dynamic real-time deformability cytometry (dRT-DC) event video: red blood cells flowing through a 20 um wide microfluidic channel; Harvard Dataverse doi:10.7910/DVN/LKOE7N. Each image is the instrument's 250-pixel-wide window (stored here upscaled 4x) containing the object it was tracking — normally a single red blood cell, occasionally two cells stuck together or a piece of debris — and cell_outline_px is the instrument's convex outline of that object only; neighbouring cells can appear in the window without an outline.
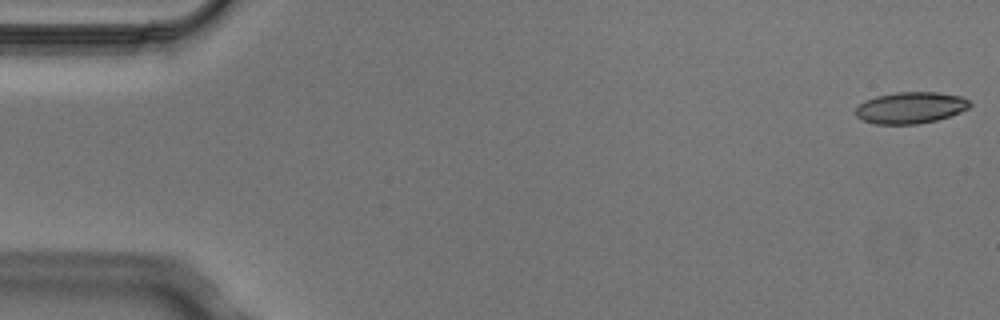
{"species": "Egyptian fruit bat (a non-hibernating species)", "species_latin": "Rousettus aegyptiacus", "temperature_condition": "cold", "stored_images_in_passage": 5, "camera_frame_rate_fps": 3000, "um_per_image_px": 0.085, "animal": {"sex": "male"}, "frame": {"image": 1, "passage_image": 1, "time_ms": 0.0, "image_size_px": [1000, 320], "cell_outline_px": [[972, 104], [968, 108], [960, 112], [936, 120], [916, 124], [872, 124], [856, 116], [856, 108], [864, 100], [876, 96], [896, 92], [936, 92], [964, 96]], "centroid_in_image_um": [77.4, 9.15], "position_along_channel_um": 7.6, "area_um2": 20.98}}
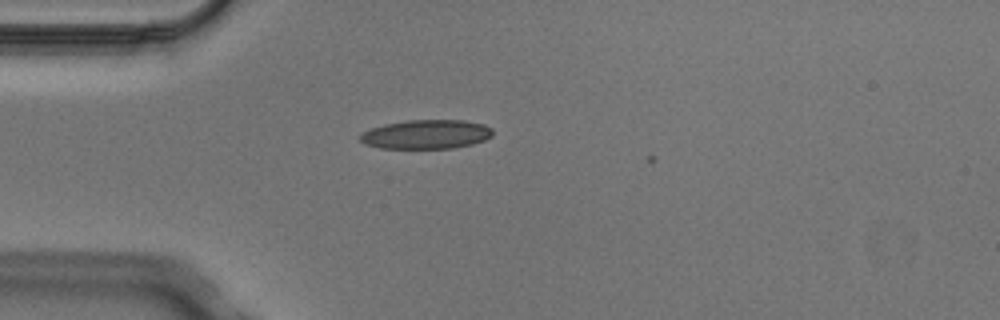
{"frame": {"image": 2, "passage_image": 4, "time_ms": 1.0, "image_size_px": [1000, 320], "cell_outline_px": [[492, 136], [484, 140], [472, 144], [452, 148], [380, 148], [364, 144], [360, 140], [360, 136], [364, 132], [372, 128], [384, 124], [408, 120], [464, 120], [484, 124], [492, 128]], "centroid_in_image_um": [36.25, 11.41], "position_along_channel_um": 48.8, "area_um2": 22.43}}